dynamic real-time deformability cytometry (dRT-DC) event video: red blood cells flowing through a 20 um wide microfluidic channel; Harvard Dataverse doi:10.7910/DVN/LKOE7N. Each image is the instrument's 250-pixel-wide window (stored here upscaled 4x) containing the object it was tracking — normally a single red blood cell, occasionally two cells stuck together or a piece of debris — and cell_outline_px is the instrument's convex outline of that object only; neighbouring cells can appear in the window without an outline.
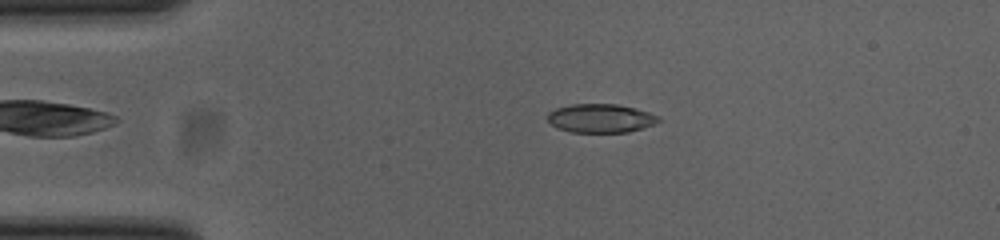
{"species": "common noctule bat (a hibernating species)", "species_latin": "Nyctalus noctula", "temperature_condition": "cold", "stored_images_in_passage": 51, "camera_frame_rate_fps": 3000, "um_per_image_px": 0.085, "animal": {"sex": "female", "body_mass_g": 23.0, "forearm_length_mm": 53.4}, "frame": {"image": 1, "passage_image": 10, "time_ms": 3.0, "image_size_px": [1000, 240], "cell_outline_px": [[660, 120], [644, 128], [628, 132], [572, 132], [556, 128], [548, 120], [548, 112], [556, 108], [572, 104], [616, 104], [636, 108], [660, 116]], "centroid_in_image_um": [51.05, 10.05], "position_along_channel_um": 33.9, "area_um2": 18.55}}
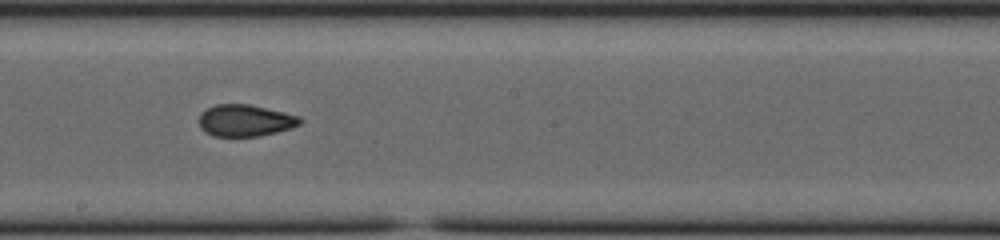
{"frame": {"image": 2, "passage_image": 28, "time_ms": 9.0, "image_size_px": [1000, 240], "cell_outline_px": [[304, 120], [300, 124], [292, 128], [276, 132], [256, 136], [212, 136], [204, 132], [200, 128], [200, 112], [216, 104], [248, 104], [284, 112], [300, 116]], "centroid_in_image_um": [20.85, 10.24], "position_along_channel_um": 227.4, "area_um2": 18.73}}
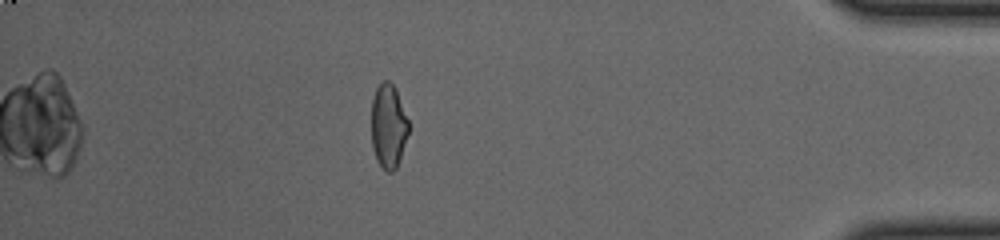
{"frame": {"image": 3, "passage_image": 45, "time_ms": 14.667, "image_size_px": [1000, 240], "cell_outline_px": [[408, 132], [396, 168], [392, 172], [388, 172], [376, 160], [372, 148], [372, 100], [376, 88], [384, 80], [388, 80], [396, 88], [408, 120]], "centroid_in_image_um": [33.0, 10.7], "position_along_channel_um": 402.2, "area_um2": 17.98}, "authors_computed_cell_mechanics": {"area_um2": 19.0162, "velocity_mm_per_s": 3.8855, "shape_relaxation_time_tau1_ms": null, "shape_relaxation_time_tau2_ms": 2.0703, "deformation_change_tau1": null, "deformation_change_tau2": 0.0738}}